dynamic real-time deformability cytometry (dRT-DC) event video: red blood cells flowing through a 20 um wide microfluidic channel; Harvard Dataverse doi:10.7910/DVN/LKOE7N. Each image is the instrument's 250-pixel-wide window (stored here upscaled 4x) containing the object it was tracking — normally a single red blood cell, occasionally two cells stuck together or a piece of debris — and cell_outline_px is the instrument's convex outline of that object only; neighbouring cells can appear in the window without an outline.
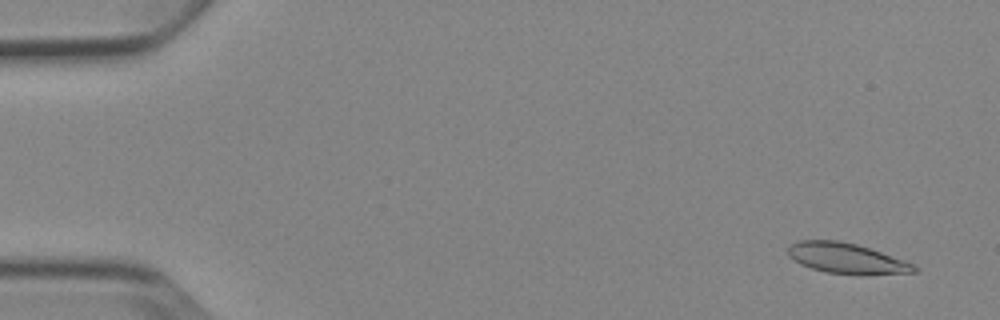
{"species": "Egyptian fruit bat (a non-hibernating species)", "species_latin": "Rousettus aegyptiacus", "temperature_condition": "cold", "stored_images_in_passage": 4, "camera_frame_rate_fps": 3000, "um_per_image_px": 0.085, "animal": {"sex": "female"}, "frame": {"image": 1, "passage_image": 1, "time_ms": 0.0, "image_size_px": [1000, 320], "cell_outline_px": [[920, 272], [868, 276], [860, 276], [824, 272], [800, 264], [788, 256], [788, 244], [800, 240], [840, 240], [856, 244], [904, 260], [912, 264]], "centroid_in_image_um": [71.95, 21.98], "position_along_channel_um": 13.0, "area_um2": 22.83}}
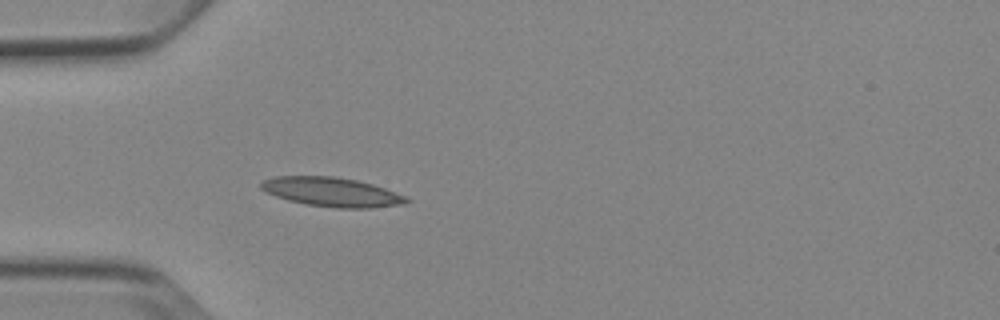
{"frame": {"image": 2, "passage_image": 4, "time_ms": 4.333, "image_size_px": [1000, 320], "cell_outline_px": [[412, 200], [400, 204], [372, 208], [336, 208], [304, 204], [288, 200], [264, 192], [260, 188], [260, 184], [264, 180], [276, 176], [336, 176], [356, 180], [372, 184], [384, 188], [404, 196]], "centroid_in_image_um": [28.15, 16.32], "position_along_channel_um": 56.8, "area_um2": 24.68}}